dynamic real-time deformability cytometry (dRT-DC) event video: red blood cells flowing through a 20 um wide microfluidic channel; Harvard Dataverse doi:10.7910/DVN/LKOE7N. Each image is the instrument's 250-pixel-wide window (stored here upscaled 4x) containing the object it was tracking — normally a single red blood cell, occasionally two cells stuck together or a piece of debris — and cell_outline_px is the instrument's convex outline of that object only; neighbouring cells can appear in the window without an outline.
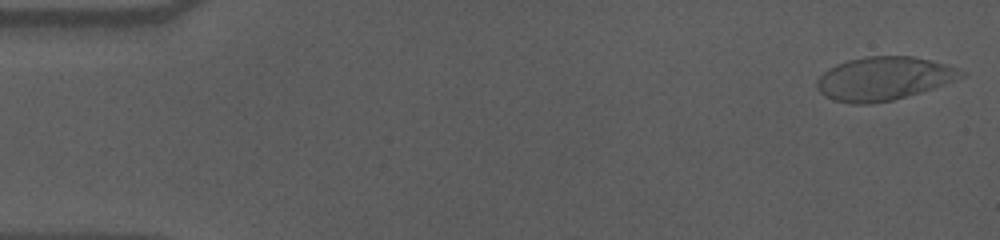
{"species": "human", "species_latin": "Homo sapiens", "temperature_condition": "cold", "stored_images_in_passage": 55, "camera_frame_rate_fps": 3000, "um_per_image_px": 0.085, "donor": {"sex": "male"}, "frame": {"image": 1, "passage_image": 1, "time_ms": 0.0, "image_size_px": [1000, 240], "cell_outline_px": [[968, 72], [964, 76], [932, 88], [920, 92], [892, 100], [868, 104], [852, 104], [832, 100], [824, 96], [816, 88], [816, 80], [828, 68], [836, 64], [848, 60], [868, 56], [912, 56], [948, 64]], "centroid_in_image_um": [75.09, 6.67], "position_along_channel_um": 9.9, "area_um2": 36.53}}
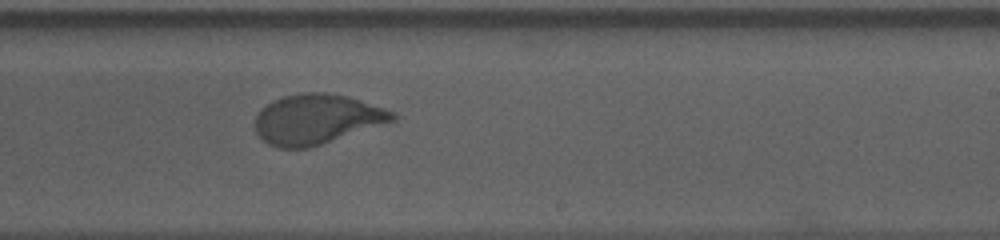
{"frame": {"image": 2, "passage_image": 34, "time_ms": 11.0, "image_size_px": [1000, 240], "cell_outline_px": [[396, 120], [308, 148], [276, 148], [268, 144], [256, 132], [252, 124], [260, 108], [272, 100], [284, 96], [304, 92], [328, 92], [348, 96], [396, 112]], "centroid_in_image_um": [26.87, 10.12], "position_along_channel_um": 262.1, "area_um2": 40.11}}
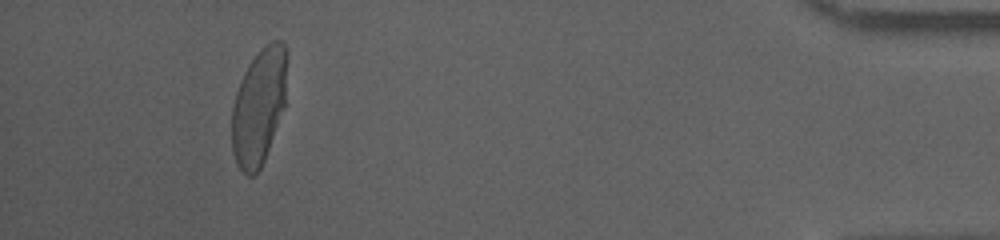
{"frame": {"image": 3, "passage_image": 52, "time_ms": 17.0, "image_size_px": [1000, 240], "cell_outline_px": [[284, 108], [264, 160], [260, 168], [252, 176], [248, 176], [236, 164], [232, 148], [232, 108], [236, 92], [240, 80], [248, 64], [272, 40], [280, 40], [284, 44]], "centroid_in_image_um": [21.95, 9.13], "position_along_channel_um": 413.2, "area_um2": 36.3}, "authors_computed_cell_mechanics": {"area_um2": 39.593, "velocity_mm_per_s": 3.5631, "shape_relaxation_time_tau1_ms": 4.5449, "shape_relaxation_time_tau2_ms": null, "deformation_change_tau1": 0.1943, "deformation_change_tau2": null}}